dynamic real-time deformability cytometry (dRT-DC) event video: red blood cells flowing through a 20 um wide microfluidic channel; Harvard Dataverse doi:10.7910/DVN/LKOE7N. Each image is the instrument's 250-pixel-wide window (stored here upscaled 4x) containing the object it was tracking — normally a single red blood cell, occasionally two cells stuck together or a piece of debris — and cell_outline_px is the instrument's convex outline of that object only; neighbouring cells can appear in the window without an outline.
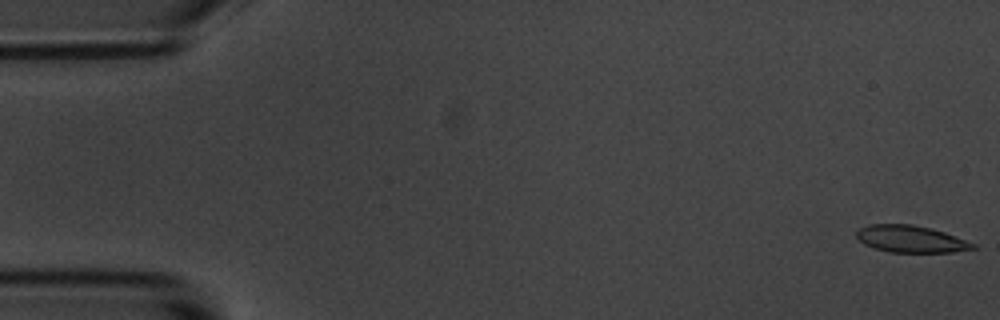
{"species": "common noctule bat (a hibernating species)", "species_latin": "Nyctalus noctula", "temperature_condition": "room temperature", "stored_images_in_passage": 9, "camera_frame_rate_fps": 3000, "um_per_image_px": 0.085, "animal": {"sex": "male", "body_mass_g": 20.1, "forearm_length_mm": 53.5}, "frame": {"image": 1, "passage_image": 1, "time_ms": 0.0, "image_size_px": [1000, 320], "cell_outline_px": [[976, 248], [952, 252], [888, 252], [864, 244], [856, 236], [856, 232], [860, 228], [868, 224], [912, 224], [944, 232], [976, 244]], "centroid_in_image_um": [77.4, 20.31], "position_along_channel_um": 7.6, "area_um2": 18.09}}
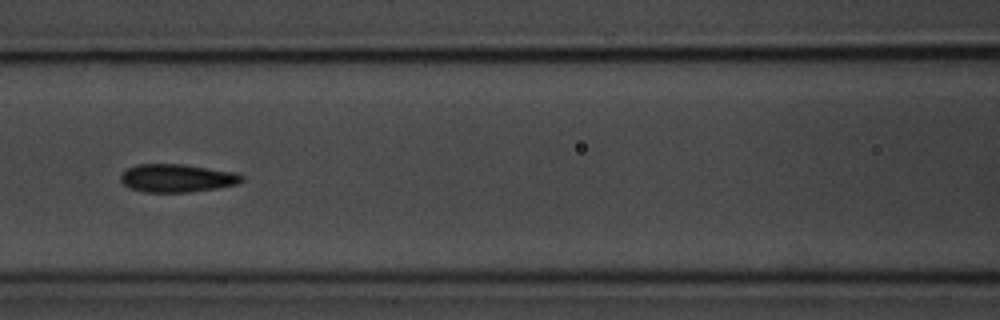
{"frame": {"image": 2, "passage_image": 8, "time_ms": 8.0, "image_size_px": [1000, 320], "cell_outline_px": [[244, 180], [240, 184], [216, 188], [188, 192], [144, 192], [128, 188], [120, 180], [120, 176], [128, 168], [136, 164], [184, 164], [236, 172], [244, 176]], "centroid_in_image_um": [15.07, 15.14], "position_along_channel_um": 151.5, "area_um2": 20.0}}
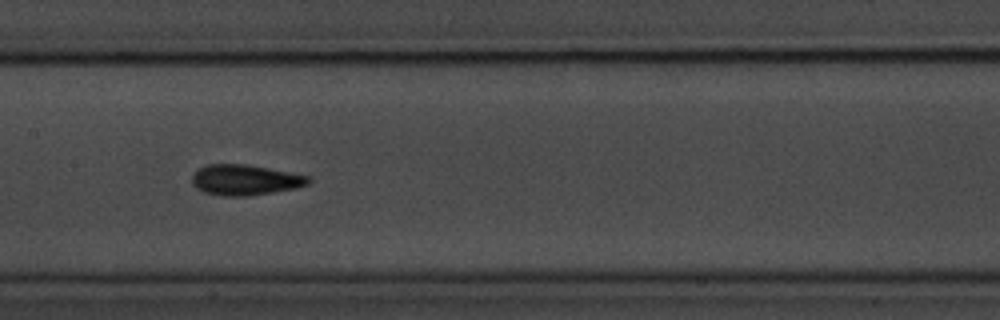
{"frame": {"image": 3, "passage_image": 9, "time_ms": 9.0, "image_size_px": [1000, 320], "cell_outline_px": [[312, 180], [308, 184], [296, 188], [248, 196], [220, 196], [204, 192], [196, 188], [192, 184], [192, 176], [204, 164], [248, 164], [308, 176]], "centroid_in_image_um": [20.81, 15.29], "position_along_channel_um": 186.6, "area_um2": 20.69}}